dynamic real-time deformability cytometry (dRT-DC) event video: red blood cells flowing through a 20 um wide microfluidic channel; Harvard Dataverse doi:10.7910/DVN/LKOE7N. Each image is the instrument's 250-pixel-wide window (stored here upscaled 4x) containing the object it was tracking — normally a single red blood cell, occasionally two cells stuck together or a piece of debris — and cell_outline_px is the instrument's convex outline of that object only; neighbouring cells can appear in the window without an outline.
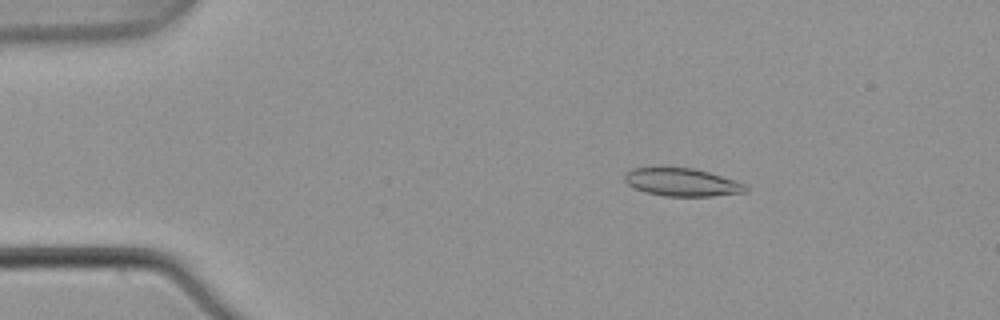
{"species": "common noctule bat (a hibernating species)", "species_latin": "Nyctalus noctula", "temperature_condition": "warm", "stored_images_in_passage": 4, "camera_frame_rate_fps": 3000, "um_per_image_px": 0.085, "animal": {"sex": "male", "body_mass_g": 21.5, "forearm_length_mm": 52.0}, "frame": {"image": 1, "passage_image": 3, "time_ms": 0.667, "image_size_px": [1000, 320], "cell_outline_px": [[748, 192], [712, 196], [664, 196], [644, 192], [628, 184], [624, 180], [624, 176], [632, 168], [692, 168], [708, 172], [744, 184], [748, 188]], "centroid_in_image_um": [57.96, 15.51], "position_along_channel_um": 27.0, "area_um2": 19.36}}